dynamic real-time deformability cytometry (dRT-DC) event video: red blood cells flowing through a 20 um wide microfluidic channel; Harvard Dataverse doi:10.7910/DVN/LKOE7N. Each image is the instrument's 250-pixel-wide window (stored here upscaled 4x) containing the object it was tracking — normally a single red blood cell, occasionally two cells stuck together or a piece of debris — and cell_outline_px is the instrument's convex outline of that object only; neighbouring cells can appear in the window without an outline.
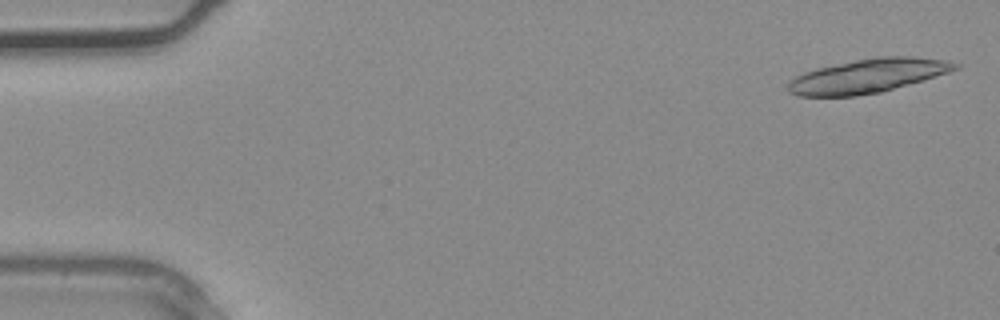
{"species": "common noctule bat (a hibernating species)", "species_latin": "Nyctalus noctula", "temperature_condition": "warm", "stored_images_in_passage": 12, "camera_frame_rate_fps": 3000, "um_per_image_px": 0.085, "animal": {"sex": "male", "body_mass_g": 20.4}, "frame": {"image": 1, "passage_image": 1, "time_ms": 0.0, "image_size_px": [1000, 320], "cell_outline_px": [[960, 68], [924, 80], [880, 92], [856, 96], [796, 96], [788, 92], [788, 84], [796, 76], [804, 72], [816, 68], [876, 56], [912, 56], [948, 60], [960, 64]], "centroid_in_image_um": [73.78, 6.44], "position_along_channel_um": 11.2, "area_um2": 33.06}}